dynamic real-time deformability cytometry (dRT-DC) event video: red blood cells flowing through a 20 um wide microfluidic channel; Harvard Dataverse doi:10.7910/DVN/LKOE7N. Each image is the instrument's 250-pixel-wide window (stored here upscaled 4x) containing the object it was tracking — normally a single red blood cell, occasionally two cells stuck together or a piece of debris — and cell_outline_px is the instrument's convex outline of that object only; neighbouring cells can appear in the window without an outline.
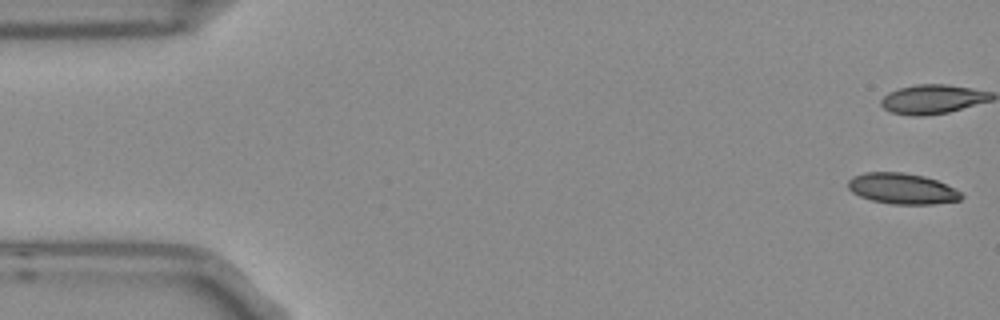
{"species": "Egyptian fruit bat (a non-hibernating species)", "species_latin": "Rousettus aegyptiacus", "temperature_condition": "room temperature", "stored_images_in_passage": 6, "camera_frame_rate_fps": 3000, "um_per_image_px": 0.085, "frame": {"image": 1, "passage_image": 1, "time_ms": 0.0, "image_size_px": [1000, 320], "cell_outline_px": [[964, 196], [960, 200], [932, 204], [892, 204], [872, 200], [860, 196], [852, 192], [848, 188], [848, 180], [852, 176], [864, 172], [900, 172], [924, 176], [936, 180], [960, 192]], "centroid_in_image_um": [76.64, 16.03], "position_along_channel_um": 8.4, "area_um2": 20.17}}
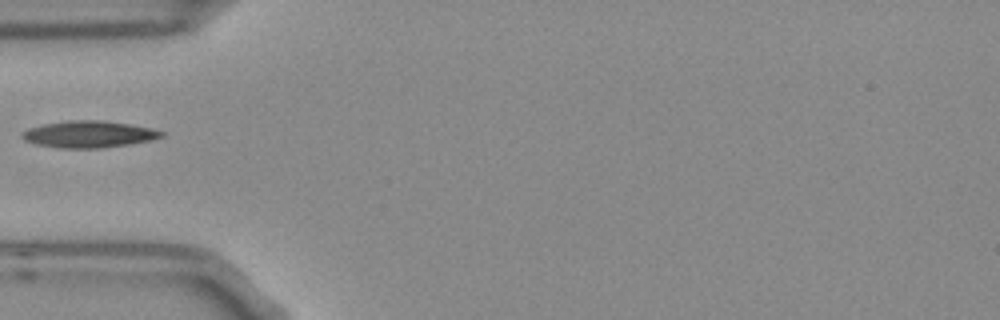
{"frame": {"image": 2, "passage_image": 6, "time_ms": 1.667, "image_size_px": [1000, 320], "cell_outline_px": [[164, 136], [148, 140], [128, 144], [100, 148], [60, 148], [36, 144], [24, 140], [20, 136], [20, 132], [28, 128], [44, 124], [68, 120], [104, 120], [152, 128], [164, 132]], "centroid_in_image_um": [7.5, 11.4], "position_along_channel_um": 77.5, "area_um2": 21.68}}